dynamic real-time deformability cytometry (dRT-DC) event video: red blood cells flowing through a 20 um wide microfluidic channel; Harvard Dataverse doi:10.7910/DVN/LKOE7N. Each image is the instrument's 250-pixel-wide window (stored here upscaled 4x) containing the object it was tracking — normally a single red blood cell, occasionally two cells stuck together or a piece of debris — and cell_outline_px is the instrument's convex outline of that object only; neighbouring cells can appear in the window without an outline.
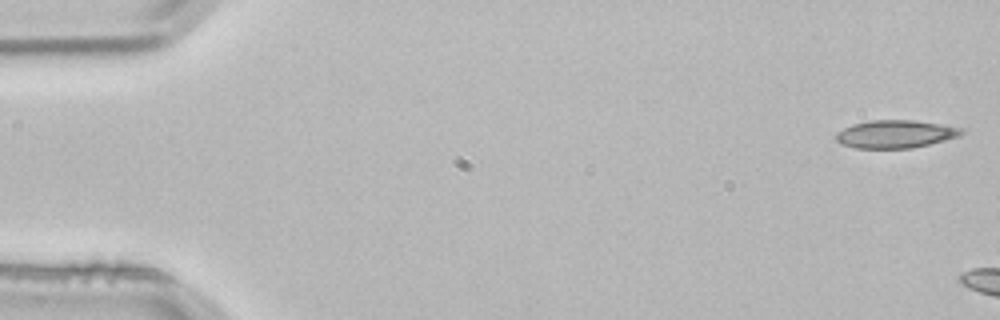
{"species": "common noctule bat (a hibernating species)", "species_latin": "Nyctalus noctula", "temperature_condition": "room temperature", "stored_images_in_passage": 4, "camera_frame_rate_fps": 3000, "um_per_image_px": 0.085, "animal": {"sex": "male", "body_mass_g": 21.5, "forearm_length_mm": 52.0}, "frame": {"image": 1, "passage_image": 1, "time_ms": 0.0, "image_size_px": [1000, 320], "cell_outline_px": [[968, 132], [960, 136], [912, 148], [856, 148], [840, 144], [836, 140], [836, 132], [852, 124], [872, 120], [912, 120], [940, 124], [964, 128]], "centroid_in_image_um": [76.13, 11.39], "position_along_channel_um": 8.9, "area_um2": 20.46}}